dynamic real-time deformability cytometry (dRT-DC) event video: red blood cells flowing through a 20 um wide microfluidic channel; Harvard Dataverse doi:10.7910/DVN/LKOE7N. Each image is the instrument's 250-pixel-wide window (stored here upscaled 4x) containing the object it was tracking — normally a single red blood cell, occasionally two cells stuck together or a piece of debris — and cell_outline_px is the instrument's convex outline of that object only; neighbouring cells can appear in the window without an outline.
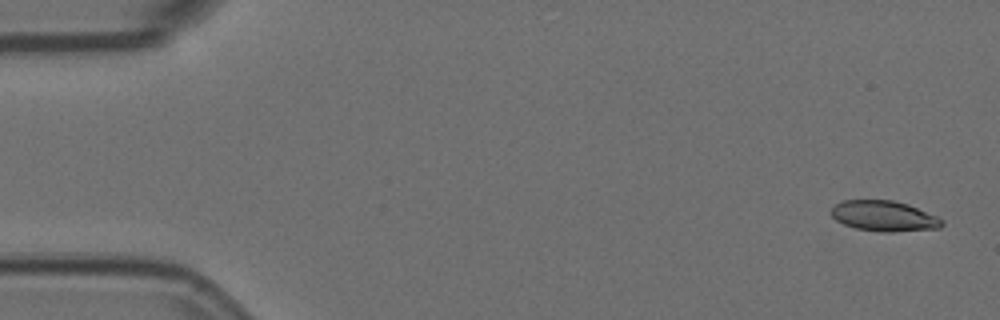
{"species": "Egyptian fruit bat (a non-hibernating species)", "species_latin": "Rousettus aegyptiacus", "temperature_condition": "room temperature", "stored_images_in_passage": 5, "camera_frame_rate_fps": 3000, "um_per_image_px": 0.085, "animal": {"sex": "female"}, "frame": {"image": 1, "passage_image": 1, "time_ms": 0.0, "image_size_px": [1000, 320], "cell_outline_px": [[944, 224], [940, 228], [892, 232], [880, 232], [856, 228], [844, 224], [836, 220], [828, 212], [840, 200], [892, 200], [908, 204], [936, 216], [944, 220]], "centroid_in_image_um": [75.13, 18.36], "position_along_channel_um": 9.9, "area_um2": 19.77}}
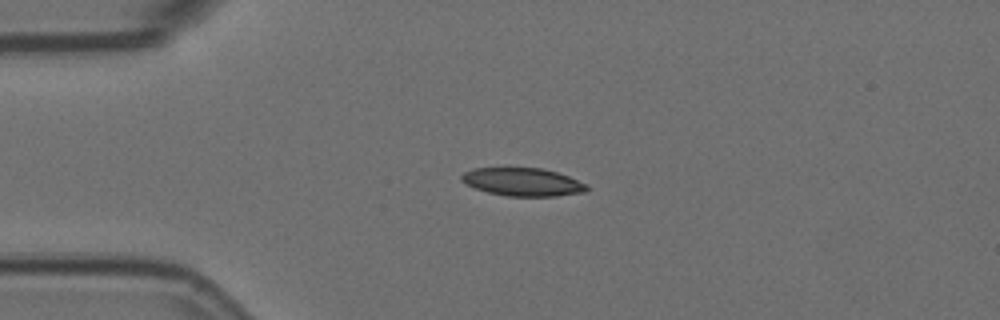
{"frame": {"image": 2, "passage_image": 4, "time_ms": 1.0, "image_size_px": [1000, 320], "cell_outline_px": [[588, 192], [556, 196], [508, 196], [488, 192], [476, 188], [460, 180], [460, 176], [464, 172], [472, 168], [540, 168], [556, 172], [568, 176], [588, 184]], "centroid_in_image_um": [44.46, 15.47], "position_along_channel_um": 40.5, "area_um2": 20.46}}